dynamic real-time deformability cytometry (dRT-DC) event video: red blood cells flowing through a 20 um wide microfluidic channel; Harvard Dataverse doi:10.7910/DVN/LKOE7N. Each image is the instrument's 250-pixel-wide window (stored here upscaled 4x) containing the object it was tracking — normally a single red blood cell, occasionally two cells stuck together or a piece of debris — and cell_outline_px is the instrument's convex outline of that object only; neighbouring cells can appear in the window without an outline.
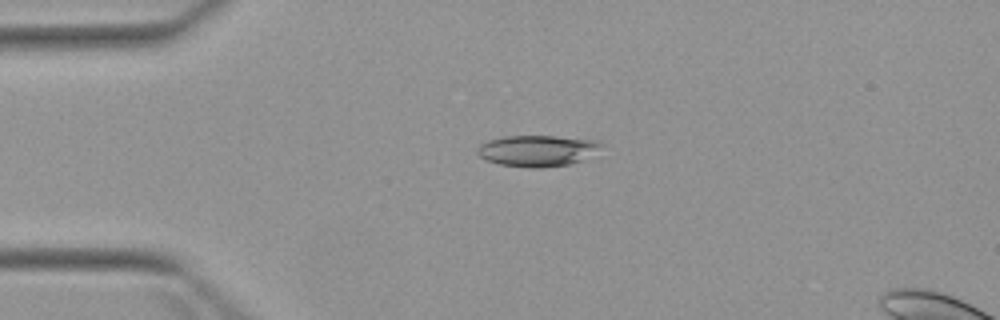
{"species": "Egyptian fruit bat (a non-hibernating species)", "species_latin": "Rousettus aegyptiacus", "temperature_condition": "warm", "stored_images_in_passage": 4, "camera_frame_rate_fps": 3000, "um_per_image_px": 0.085, "animal": {"sex": "female"}, "frame": {"image": 1, "passage_image": 4, "time_ms": 4.333, "image_size_px": [1000, 320], "cell_outline_px": [[604, 144], [580, 160], [568, 164], [540, 168], [528, 168], [500, 164], [488, 160], [480, 156], [476, 152], [476, 148], [480, 144], [488, 140], [504, 136], [556, 136], [600, 140]], "centroid_in_image_um": [45.62, 12.79], "position_along_channel_um": 39.4, "area_um2": 22.31}}